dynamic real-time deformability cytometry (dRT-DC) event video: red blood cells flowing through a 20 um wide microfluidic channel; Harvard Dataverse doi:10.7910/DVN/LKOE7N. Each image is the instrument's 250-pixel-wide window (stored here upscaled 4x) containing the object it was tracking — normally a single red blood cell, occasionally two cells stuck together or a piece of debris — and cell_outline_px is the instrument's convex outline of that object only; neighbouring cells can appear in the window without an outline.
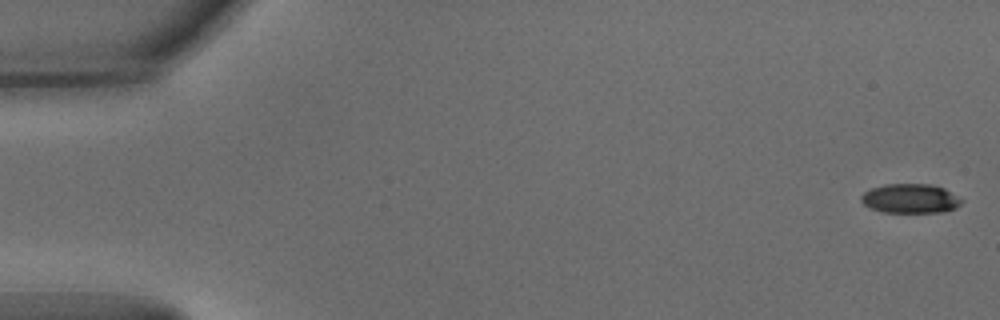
{"species": "common noctule bat (a hibernating species)", "species_latin": "Nyctalus noctula", "temperature_condition": "warm", "stored_images_in_passage": 53, "camera_frame_rate_fps": 3000, "um_per_image_px": 0.085, "animal": {"sex": "male", "body_mass_g": 15.6}, "frame": {"image": 1, "passage_image": 1, "time_ms": 0.0, "image_size_px": [1000, 320], "cell_outline_px": [[964, 200], [956, 208], [940, 212], [884, 212], [868, 208], [860, 200], [860, 196], [864, 192], [872, 188], [884, 184], [932, 184], [944, 188]], "centroid_in_image_um": [77.36, 16.87], "position_along_channel_um": 7.6, "area_um2": 17.22}}
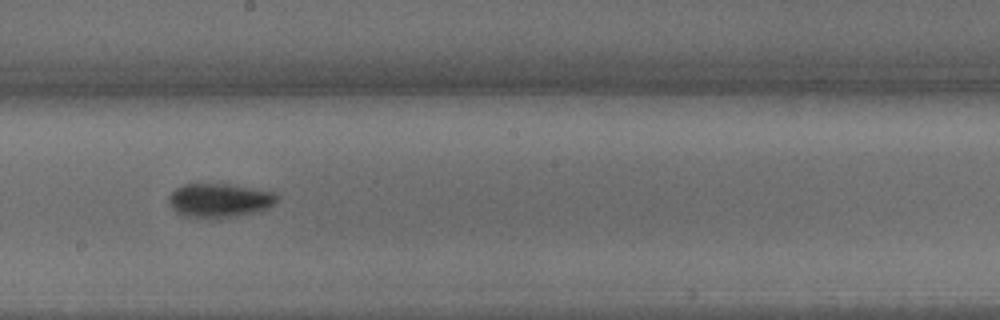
{"frame": {"image": 2, "passage_image": 30, "time_ms": 9.667, "image_size_px": [1000, 320], "cell_outline_px": [[280, 196], [268, 208], [260, 212], [232, 216], [184, 216], [176, 212], [172, 208], [168, 200], [168, 196], [176, 188], [184, 184], [228, 184], [272, 192]], "centroid_in_image_um": [18.65, 17.01], "position_along_channel_um": 229.6, "area_um2": 20.87}}
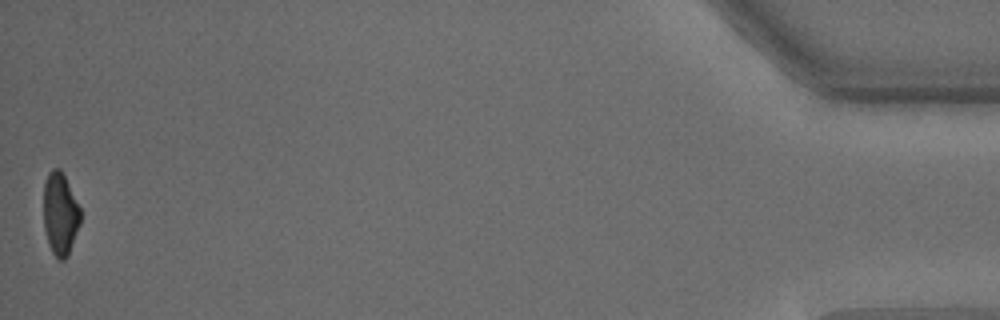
{"frame": {"image": 3, "passage_image": 53, "time_ms": 17.333, "image_size_px": [1000, 320], "cell_outline_px": [[80, 224], [68, 252], [64, 260], [60, 260], [52, 252], [48, 244], [44, 228], [44, 184], [48, 172], [52, 168], [60, 168], [80, 208]], "centroid_in_image_um": [5.09, 18.15], "position_along_channel_um": 430.1, "area_um2": 17.4}, "authors_computed_cell_mechanics": {"area_um2": 19.363, "velocity_mm_per_s": 3.8249, "shape_relaxation_time_tau1_ms": 3.2909, "shape_relaxation_time_tau2_ms": 3.7632, "deformation_change_tau1": 0.1364, "deformation_change_tau2": 0.0985}}